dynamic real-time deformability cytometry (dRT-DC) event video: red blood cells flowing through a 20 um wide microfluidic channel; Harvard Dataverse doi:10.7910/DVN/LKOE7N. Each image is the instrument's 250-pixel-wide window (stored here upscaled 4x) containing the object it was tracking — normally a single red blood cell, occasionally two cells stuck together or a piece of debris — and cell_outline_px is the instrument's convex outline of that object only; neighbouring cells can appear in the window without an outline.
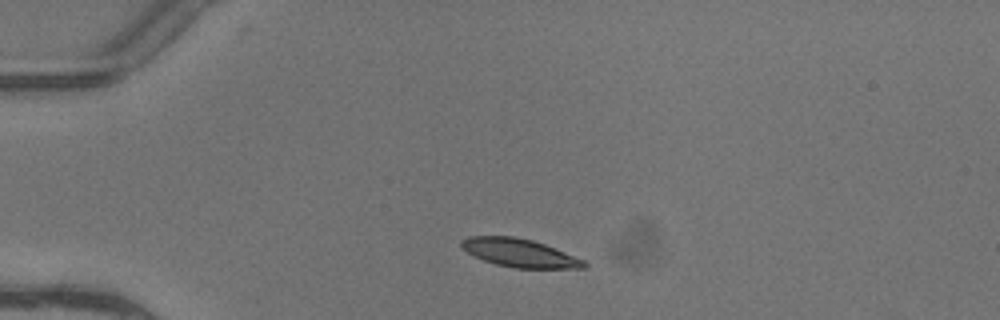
{"species": "common noctule bat (a hibernating species)", "species_latin": "Nyctalus noctula", "temperature_condition": "warm", "stored_images_in_passage": 2, "camera_frame_rate_fps": 3000, "um_per_image_px": 0.085, "animal": {"sex": "female"}, "frame": {"image": 1, "passage_image": 1, "time_ms": 0.0, "image_size_px": [1000, 320], "cell_outline_px": [[588, 264], [584, 268], [516, 268], [496, 264], [484, 260], [460, 248], [460, 240], [468, 236], [512, 236], [532, 240], [544, 244], [584, 260]], "centroid_in_image_um": [44.13, 21.49], "position_along_channel_um": 40.9, "area_um2": 20.0}}